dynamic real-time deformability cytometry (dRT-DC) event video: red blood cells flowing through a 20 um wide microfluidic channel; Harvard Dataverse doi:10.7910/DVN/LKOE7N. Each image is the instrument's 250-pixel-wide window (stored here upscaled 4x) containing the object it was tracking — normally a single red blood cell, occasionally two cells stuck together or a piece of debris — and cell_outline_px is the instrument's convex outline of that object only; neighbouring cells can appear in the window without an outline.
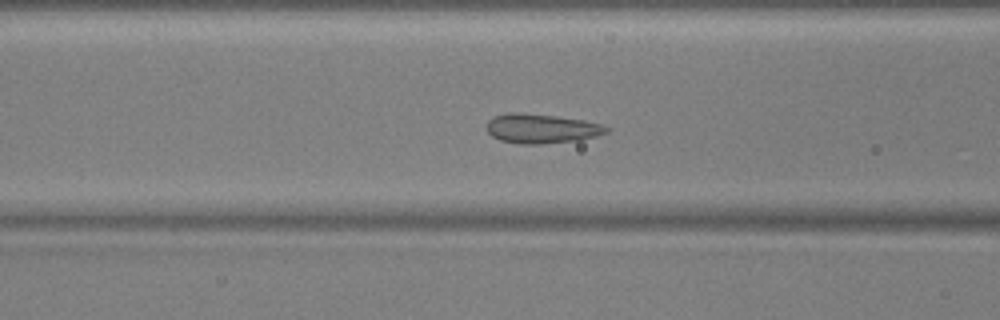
{"species": "common noctule bat (a hibernating species)", "species_latin": "Nyctalus noctula", "temperature_condition": "warm", "stored_images_in_passage": 55, "segment_of_instrument_passage": [1, 2], "camera_frame_rate_fps": 3000, "um_per_image_px": 0.085, "animal": {"sex": "male", "body_mass_g": 17.9, "forearm_length_mm": 54.2}, "frame": {"image": 1, "passage_image": 22, "time_ms": 7.0, "image_size_px": [1000, 320], "cell_outline_px": [[612, 128], [608, 132], [596, 136], [580, 140], [540, 144], [520, 144], [500, 140], [492, 136], [488, 132], [488, 120], [492, 116], [508, 112], [516, 112], [556, 116], [584, 120], [600, 124]], "centroid_in_image_um": [46.03, 10.92], "position_along_channel_um": 120.6, "area_um2": 20.63}}
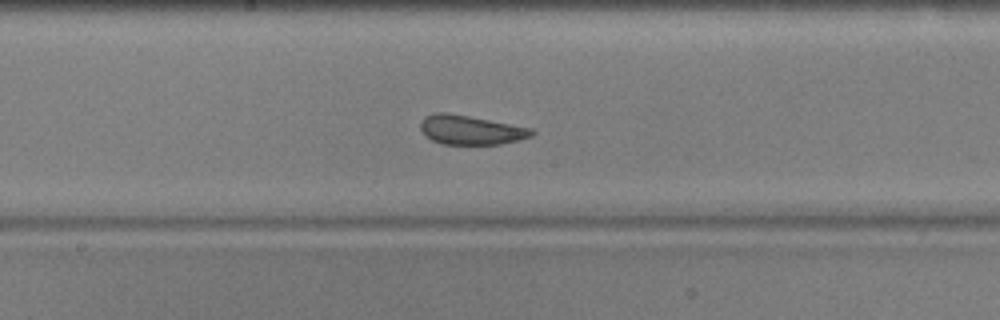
{"frame": {"image": 2, "passage_image": 29, "time_ms": 9.333, "image_size_px": [1000, 320], "cell_outline_px": [[536, 132], [532, 136], [520, 140], [500, 144], [440, 144], [432, 140], [420, 128], [420, 124], [424, 116], [436, 112], [448, 112], [532, 128]], "centroid_in_image_um": [40.03, 11.04], "position_along_channel_um": 208.2, "area_um2": 18.96}}
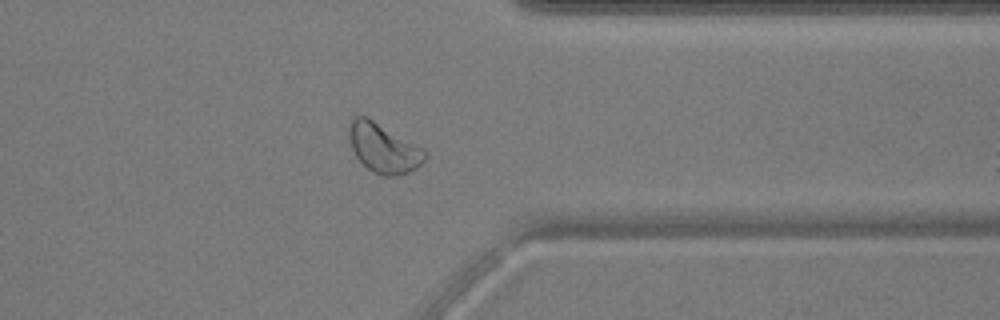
{"frame": {"image": 3, "passage_image": 43, "time_ms": 14.0, "image_size_px": [1000, 320], "cell_outline_px": [[428, 156], [416, 168], [408, 172], [396, 176], [384, 176], [372, 172], [356, 156], [348, 140], [348, 124], [352, 116], [368, 116], [424, 148], [428, 152]], "centroid_in_image_um": [32.59, 12.55], "position_along_channel_um": 378.8, "area_um2": 22.2}}